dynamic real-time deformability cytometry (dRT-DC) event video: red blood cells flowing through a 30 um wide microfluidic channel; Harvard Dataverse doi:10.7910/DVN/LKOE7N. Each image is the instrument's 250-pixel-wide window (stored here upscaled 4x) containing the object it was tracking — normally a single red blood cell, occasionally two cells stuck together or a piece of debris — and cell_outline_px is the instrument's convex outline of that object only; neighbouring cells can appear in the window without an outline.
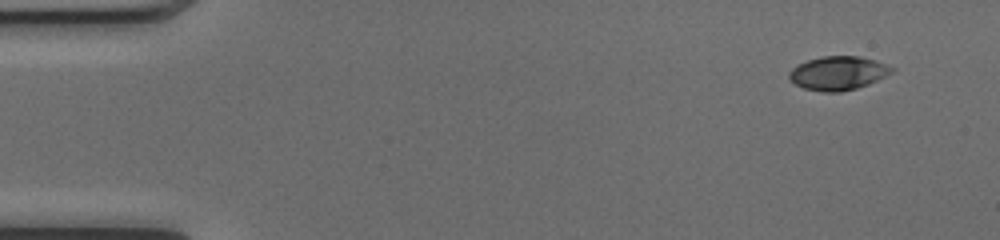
{"species": "common noctule bat (a hibernating species)", "species_latin": "Nyctalus noctula", "temperature_condition": "cold", "stored_images_in_passage": 48, "camera_frame_rate_fps": 3000, "um_per_image_px": 0.085, "animal": {"sex": "female", "body_mass_g": 17.0, "forearm_length_mm": 48.0}, "frame": {"image": 1, "passage_image": 1, "time_ms": 0.0, "image_size_px": [1000, 240], "cell_outline_px": [[896, 68], [892, 72], [868, 84], [856, 88], [840, 92], [824, 92], [804, 88], [796, 84], [788, 76], [788, 72], [796, 64], [808, 60], [824, 56], [860, 56], [876, 60], [888, 64]], "centroid_in_image_um": [71.24, 6.2], "position_along_channel_um": 13.8, "area_um2": 20.17}}
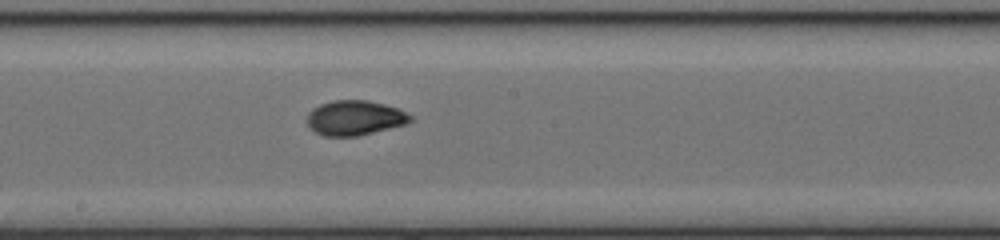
{"frame": {"image": 2, "passage_image": 25, "time_ms": 8.0, "image_size_px": [1000, 240], "cell_outline_px": [[416, 120], [404, 124], [356, 136], [324, 136], [316, 132], [308, 124], [308, 112], [312, 108], [320, 104], [332, 100], [368, 100], [384, 104], [396, 108], [412, 116]], "centroid_in_image_um": [30.15, 10.0], "position_along_channel_um": 218.1, "area_um2": 20.75}}
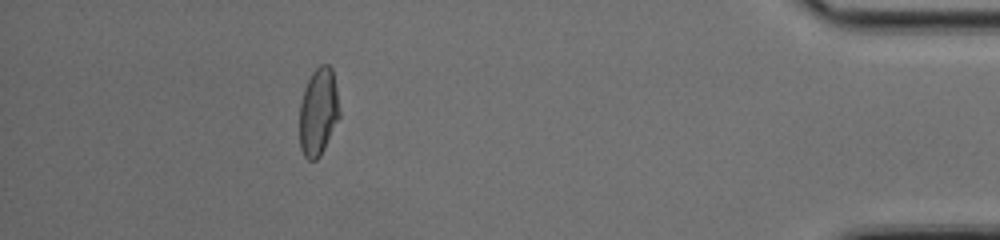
{"frame": {"image": 3, "passage_image": 43, "time_ms": 14.0, "image_size_px": [1000, 240], "cell_outline_px": [[340, 116], [320, 156], [316, 160], [308, 160], [304, 156], [300, 148], [300, 104], [304, 88], [312, 72], [320, 64], [328, 64], [332, 68], [336, 88], [340, 112]], "centroid_in_image_um": [27.05, 9.5], "position_along_channel_um": 408.1, "area_um2": 20.35}, "authors_computed_cell_mechanics": {"area_um2": 20.6924, "velocity_mm_per_s": 4.1031, "shape_relaxation_time_tau1_ms": 3.7879, "shape_relaxation_time_tau2_ms": 0.8734, "deformation_change_tau1": 0.1713, "deformation_change_tau2": 0.0419}}